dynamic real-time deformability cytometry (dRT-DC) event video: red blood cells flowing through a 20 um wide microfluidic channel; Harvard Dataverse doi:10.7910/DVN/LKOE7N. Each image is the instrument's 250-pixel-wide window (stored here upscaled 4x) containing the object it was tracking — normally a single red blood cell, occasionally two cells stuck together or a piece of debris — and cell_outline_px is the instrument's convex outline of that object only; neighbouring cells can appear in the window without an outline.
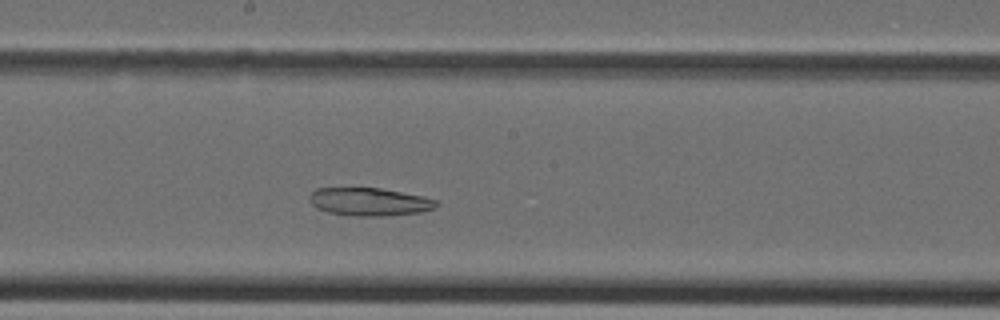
{"species": "Egyptian fruit bat (a non-hibernating species)", "species_latin": "Rousettus aegyptiacus", "temperature_condition": "cold", "stored_images_in_passage": 34, "segment_of_instrument_passage": [1, 2], "camera_frame_rate_fps": 3000, "um_per_image_px": 0.085, "animal": {"sex": "female"}, "frame": {"image": 1, "passage_image": 15, "time_ms": 4.667, "image_size_px": [1000, 320], "cell_outline_px": [[440, 204], [436, 208], [420, 212], [388, 216], [352, 216], [328, 212], [316, 208], [308, 200], [308, 196], [316, 188], [380, 188], [424, 196], [440, 200]], "centroid_in_image_um": [31.44, 17.15], "position_along_channel_um": 216.8, "area_um2": 21.04}}
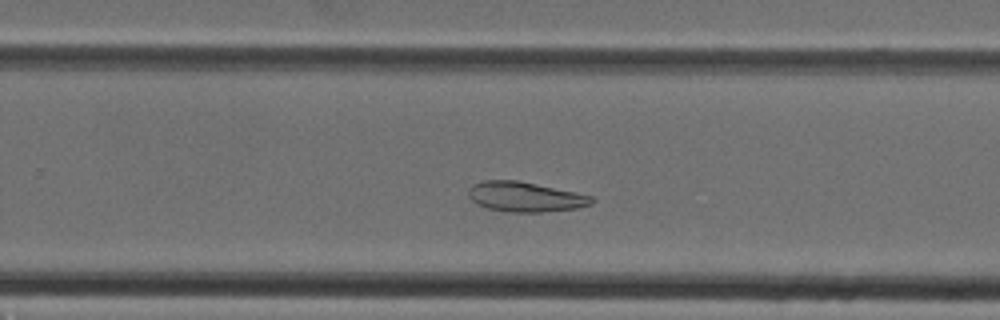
{"frame": {"image": 2, "passage_image": 19, "time_ms": 6.0, "image_size_px": [1000, 320], "cell_outline_px": [[596, 200], [592, 204], [576, 208], [540, 212], [508, 212], [488, 208], [476, 204], [468, 196], [468, 188], [472, 184], [484, 180], [516, 180], [576, 192], [592, 196]], "centroid_in_image_um": [44.62, 16.73], "position_along_channel_um": 285.2, "area_um2": 21.5}}
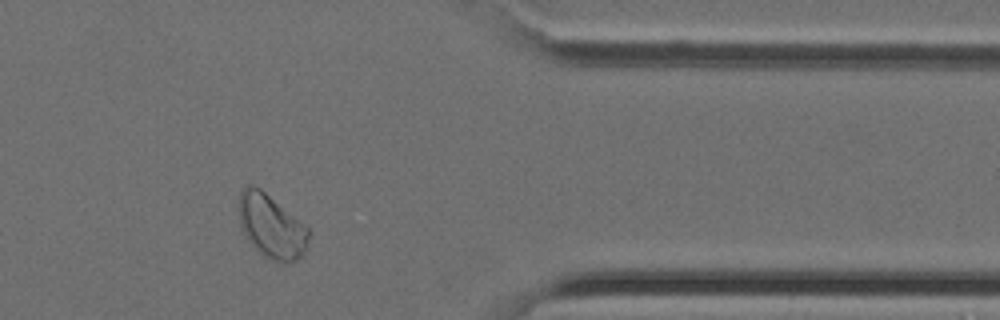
{"frame": {"image": 3, "passage_image": 26, "time_ms": 8.333, "image_size_px": [1000, 320], "cell_outline_px": [[308, 240], [304, 252], [292, 264], [280, 264], [264, 256], [248, 240], [240, 228], [240, 192], [248, 184], [252, 184], [260, 188], [308, 224]], "centroid_in_image_um": [23.11, 19.24], "position_along_channel_um": 388.3, "area_um2": 26.24}}